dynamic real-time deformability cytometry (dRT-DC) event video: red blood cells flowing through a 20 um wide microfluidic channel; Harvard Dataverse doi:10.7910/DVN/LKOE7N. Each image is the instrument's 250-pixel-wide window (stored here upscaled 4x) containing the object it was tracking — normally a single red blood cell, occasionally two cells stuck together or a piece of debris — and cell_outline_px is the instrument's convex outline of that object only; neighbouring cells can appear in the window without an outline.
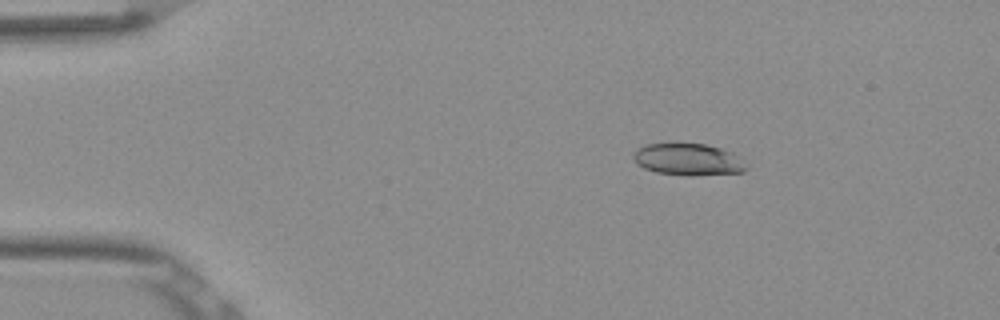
{"species": "Egyptian fruit bat (a non-hibernating species)", "species_latin": "Rousettus aegyptiacus", "temperature_condition": "room temperature", "stored_images_in_passage": 45, "camera_frame_rate_fps": 3000, "um_per_image_px": 0.085, "frame": {"image": 1, "passage_image": 1, "time_ms": 0.0, "image_size_px": [1000, 320], "cell_outline_px": [[748, 168], [744, 172], [692, 176], [688, 176], [656, 172], [644, 168], [636, 164], [632, 156], [636, 148], [644, 144], [704, 144], [720, 148], [732, 152]], "centroid_in_image_um": [58.44, 13.56], "position_along_channel_um": 26.6, "area_um2": 20.92}}
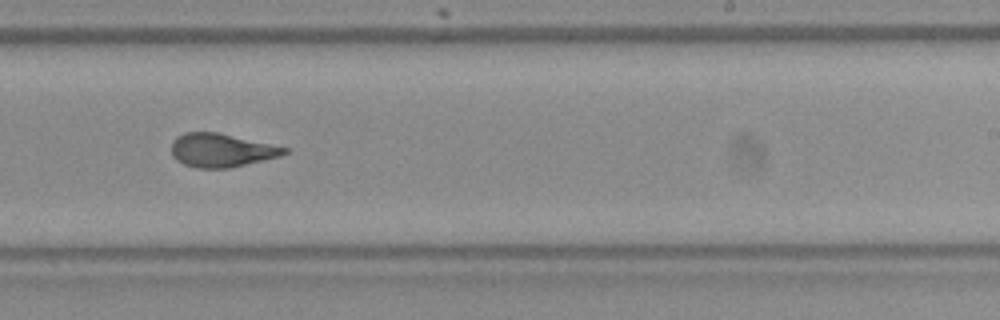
{"frame": {"image": 2, "passage_image": 25, "time_ms": 8.0, "image_size_px": [1000, 320], "cell_outline_px": [[292, 152], [280, 156], [264, 160], [228, 168], [196, 168], [184, 164], [176, 160], [172, 156], [172, 140], [176, 136], [184, 132], [216, 132], [288, 148]], "centroid_in_image_um": [18.8, 12.77], "position_along_channel_um": 270.2, "area_um2": 22.02}}
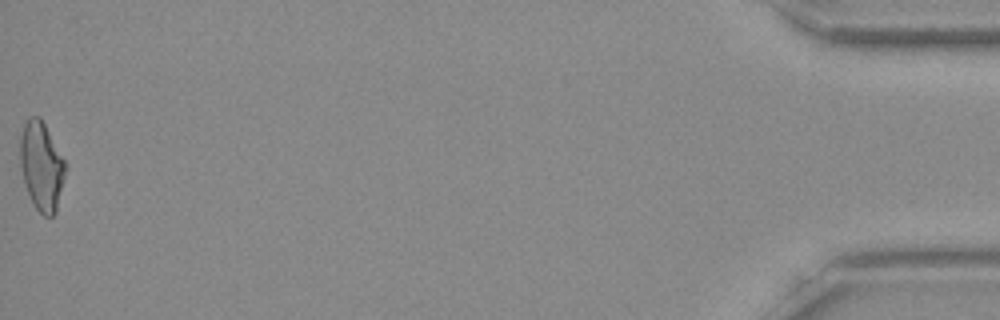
{"frame": {"image": 3, "passage_image": 45, "time_ms": 14.667, "image_size_px": [1000, 320], "cell_outline_px": [[64, 176], [56, 212], [52, 216], [44, 216], [36, 208], [24, 184], [20, 168], [20, 136], [24, 124], [28, 116], [40, 116], [64, 160]], "centroid_in_image_um": [3.49, 14.09], "position_along_channel_um": 431.7, "area_um2": 23.0}, "authors_computed_cell_mechanics": {"area_um2": 22.4264, "velocity_mm_per_s": 3.884, "shape_relaxation_time_tau1_ms": null, "shape_relaxation_time_tau2_ms": 1.488, "deformation_change_tau1": null, "deformation_change_tau2": 0.0887}}